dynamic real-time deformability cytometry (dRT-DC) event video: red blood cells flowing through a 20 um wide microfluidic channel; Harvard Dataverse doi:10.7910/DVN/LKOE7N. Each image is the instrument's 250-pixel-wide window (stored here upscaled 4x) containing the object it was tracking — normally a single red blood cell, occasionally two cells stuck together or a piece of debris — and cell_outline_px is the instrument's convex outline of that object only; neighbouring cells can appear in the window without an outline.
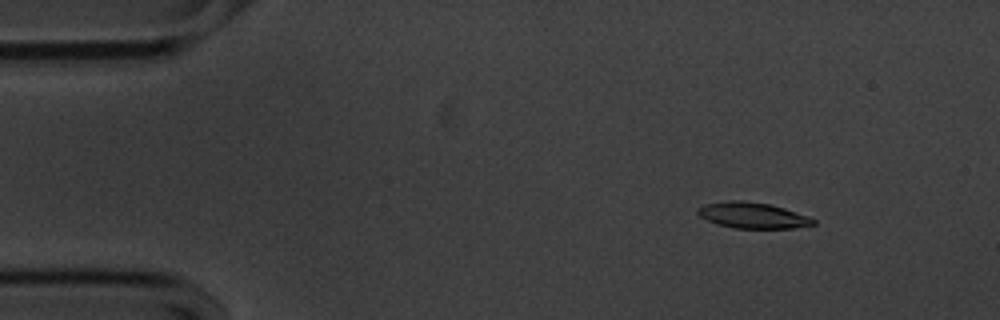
{"species": "common noctule bat (a hibernating species)", "species_latin": "Nyctalus noctula", "temperature_condition": "cold", "stored_images_in_passage": 51, "segment_of_instrument_passage": [1, 2], "camera_frame_rate_fps": 3000, "um_per_image_px": 0.085, "animal": {"sex": "male", "body_mass_g": 20.1, "forearm_length_mm": 53.5}, "frame": {"image": 1, "passage_image": 1, "time_ms": 0.0, "image_size_px": [1000, 320], "cell_outline_px": [[816, 224], [792, 228], [732, 228], [716, 224], [700, 216], [696, 212], [696, 208], [704, 204], [728, 200], [740, 200], [768, 204], [784, 208], [808, 216], [816, 220]], "centroid_in_image_um": [63.94, 18.3], "position_along_channel_um": 21.1, "area_um2": 17.46}}
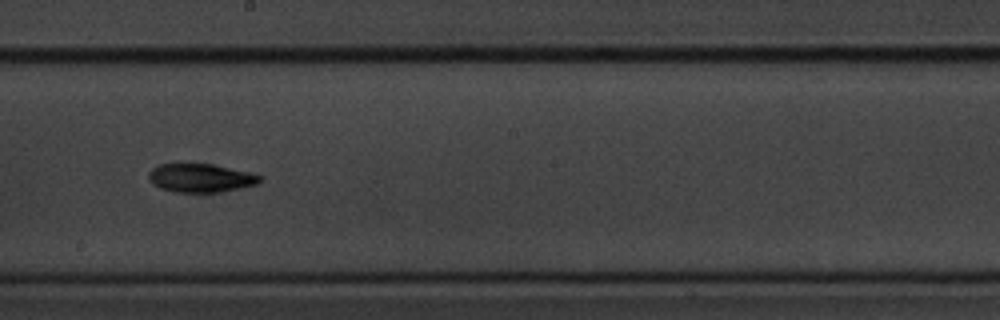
{"frame": {"image": 2, "passage_image": 25, "time_ms": 8.0, "image_size_px": [1000, 320], "cell_outline_px": [[264, 176], [256, 184], [240, 188], [220, 192], [176, 192], [160, 188], [152, 184], [148, 180], [148, 172], [152, 168], [160, 164], [212, 164], [248, 172]], "centroid_in_image_um": [17.02, 15.13], "position_along_channel_um": 231.2, "area_um2": 18.44}}
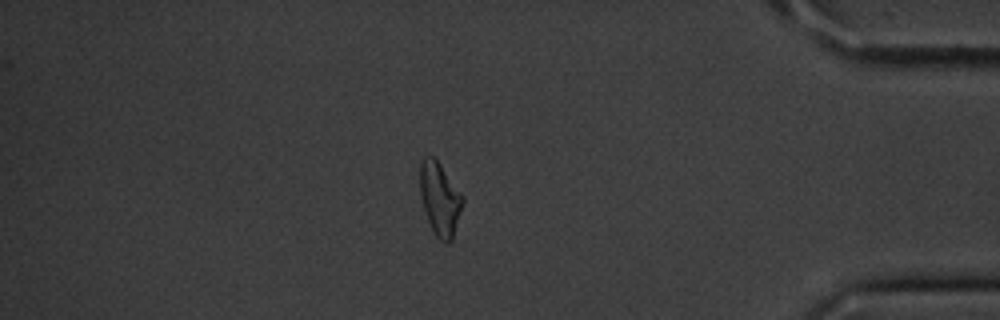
{"frame": {"image": 3, "passage_image": 42, "time_ms": 13.667, "image_size_px": [1000, 320], "cell_outline_px": [[464, 200], [452, 240], [448, 244], [440, 240], [436, 236], [428, 220], [424, 208], [420, 192], [420, 164], [424, 156], [432, 156], [440, 164], [464, 196]], "centroid_in_image_um": [37.4, 16.9], "position_along_channel_um": 397.8, "area_um2": 17.98}}